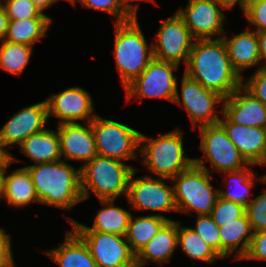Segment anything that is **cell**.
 I'll return each mask as SVG.
<instances>
[{
	"label": "cell",
	"instance_id": "obj_6",
	"mask_svg": "<svg viewBox=\"0 0 266 267\" xmlns=\"http://www.w3.org/2000/svg\"><path fill=\"white\" fill-rule=\"evenodd\" d=\"M143 164L160 178L171 180L194 164V159L184 157L182 131L178 129L156 139L141 133Z\"/></svg>",
	"mask_w": 266,
	"mask_h": 267
},
{
	"label": "cell",
	"instance_id": "obj_8",
	"mask_svg": "<svg viewBox=\"0 0 266 267\" xmlns=\"http://www.w3.org/2000/svg\"><path fill=\"white\" fill-rule=\"evenodd\" d=\"M178 66L172 62L153 58L146 69L125 87L127 102L136 95L141 99L158 97L173 102L177 89V77L172 71L177 70Z\"/></svg>",
	"mask_w": 266,
	"mask_h": 267
},
{
	"label": "cell",
	"instance_id": "obj_41",
	"mask_svg": "<svg viewBox=\"0 0 266 267\" xmlns=\"http://www.w3.org/2000/svg\"><path fill=\"white\" fill-rule=\"evenodd\" d=\"M17 160L12 156L10 153H1L0 152V199L2 197V191H3V177L4 172L11 164L14 163V161Z\"/></svg>",
	"mask_w": 266,
	"mask_h": 267
},
{
	"label": "cell",
	"instance_id": "obj_25",
	"mask_svg": "<svg viewBox=\"0 0 266 267\" xmlns=\"http://www.w3.org/2000/svg\"><path fill=\"white\" fill-rule=\"evenodd\" d=\"M19 146L36 164L59 161L62 158L58 133L52 130L44 129L32 134Z\"/></svg>",
	"mask_w": 266,
	"mask_h": 267
},
{
	"label": "cell",
	"instance_id": "obj_10",
	"mask_svg": "<svg viewBox=\"0 0 266 267\" xmlns=\"http://www.w3.org/2000/svg\"><path fill=\"white\" fill-rule=\"evenodd\" d=\"M157 44H152L153 58L180 65L182 59L187 64L193 40L189 28L177 12L163 20L157 32Z\"/></svg>",
	"mask_w": 266,
	"mask_h": 267
},
{
	"label": "cell",
	"instance_id": "obj_15",
	"mask_svg": "<svg viewBox=\"0 0 266 267\" xmlns=\"http://www.w3.org/2000/svg\"><path fill=\"white\" fill-rule=\"evenodd\" d=\"M177 14L196 39H212L223 30L224 13L213 0H189L186 10L181 8Z\"/></svg>",
	"mask_w": 266,
	"mask_h": 267
},
{
	"label": "cell",
	"instance_id": "obj_32",
	"mask_svg": "<svg viewBox=\"0 0 266 267\" xmlns=\"http://www.w3.org/2000/svg\"><path fill=\"white\" fill-rule=\"evenodd\" d=\"M226 173H228L229 177H231L230 181L231 179L236 180V183L234 184L237 186V189H239L237 191L235 189V191L233 192H225L219 190V197L229 201H233L237 204L246 207L249 204V198H247V196L250 195V189L254 185L253 177L255 176V174L253 173V171H251V169H248V167H245L244 169L238 171H231Z\"/></svg>",
	"mask_w": 266,
	"mask_h": 267
},
{
	"label": "cell",
	"instance_id": "obj_16",
	"mask_svg": "<svg viewBox=\"0 0 266 267\" xmlns=\"http://www.w3.org/2000/svg\"><path fill=\"white\" fill-rule=\"evenodd\" d=\"M46 103L48 118L50 115L60 118L59 124L75 123V121L83 119H87L88 123L96 116L93 114V102L90 94L80 87H71L52 95L46 100Z\"/></svg>",
	"mask_w": 266,
	"mask_h": 267
},
{
	"label": "cell",
	"instance_id": "obj_17",
	"mask_svg": "<svg viewBox=\"0 0 266 267\" xmlns=\"http://www.w3.org/2000/svg\"><path fill=\"white\" fill-rule=\"evenodd\" d=\"M219 120L228 138L234 143L249 165H266V128L242 126L233 123L223 112Z\"/></svg>",
	"mask_w": 266,
	"mask_h": 267
},
{
	"label": "cell",
	"instance_id": "obj_14",
	"mask_svg": "<svg viewBox=\"0 0 266 267\" xmlns=\"http://www.w3.org/2000/svg\"><path fill=\"white\" fill-rule=\"evenodd\" d=\"M47 119L46 100L20 110L0 129V152L8 153L5 146L20 145L30 135L44 130Z\"/></svg>",
	"mask_w": 266,
	"mask_h": 267
},
{
	"label": "cell",
	"instance_id": "obj_36",
	"mask_svg": "<svg viewBox=\"0 0 266 267\" xmlns=\"http://www.w3.org/2000/svg\"><path fill=\"white\" fill-rule=\"evenodd\" d=\"M260 180L266 183V175L262 176ZM245 214L253 232L266 230V192L249 202L245 207Z\"/></svg>",
	"mask_w": 266,
	"mask_h": 267
},
{
	"label": "cell",
	"instance_id": "obj_47",
	"mask_svg": "<svg viewBox=\"0 0 266 267\" xmlns=\"http://www.w3.org/2000/svg\"><path fill=\"white\" fill-rule=\"evenodd\" d=\"M254 1H257V0H243V3H244V5L246 6V5H248L249 3L254 2Z\"/></svg>",
	"mask_w": 266,
	"mask_h": 267
},
{
	"label": "cell",
	"instance_id": "obj_4",
	"mask_svg": "<svg viewBox=\"0 0 266 267\" xmlns=\"http://www.w3.org/2000/svg\"><path fill=\"white\" fill-rule=\"evenodd\" d=\"M115 25L114 55L125 88L146 69L153 59V53L140 29L137 17Z\"/></svg>",
	"mask_w": 266,
	"mask_h": 267
},
{
	"label": "cell",
	"instance_id": "obj_7",
	"mask_svg": "<svg viewBox=\"0 0 266 267\" xmlns=\"http://www.w3.org/2000/svg\"><path fill=\"white\" fill-rule=\"evenodd\" d=\"M97 154L118 160L136 158L141 133L119 122L98 115L91 120Z\"/></svg>",
	"mask_w": 266,
	"mask_h": 267
},
{
	"label": "cell",
	"instance_id": "obj_12",
	"mask_svg": "<svg viewBox=\"0 0 266 267\" xmlns=\"http://www.w3.org/2000/svg\"><path fill=\"white\" fill-rule=\"evenodd\" d=\"M181 89L183 103L180 101L178 89H176L173 102L185 107L194 128L199 121L201 124L199 127L219 123L220 117L213 108L217 102L224 99L222 96L215 91L204 88L185 73L182 78Z\"/></svg>",
	"mask_w": 266,
	"mask_h": 267
},
{
	"label": "cell",
	"instance_id": "obj_37",
	"mask_svg": "<svg viewBox=\"0 0 266 267\" xmlns=\"http://www.w3.org/2000/svg\"><path fill=\"white\" fill-rule=\"evenodd\" d=\"M244 14L250 25L257 26L256 32H266V0H257L246 5Z\"/></svg>",
	"mask_w": 266,
	"mask_h": 267
},
{
	"label": "cell",
	"instance_id": "obj_49",
	"mask_svg": "<svg viewBox=\"0 0 266 267\" xmlns=\"http://www.w3.org/2000/svg\"><path fill=\"white\" fill-rule=\"evenodd\" d=\"M130 267H143V266L135 263L133 266Z\"/></svg>",
	"mask_w": 266,
	"mask_h": 267
},
{
	"label": "cell",
	"instance_id": "obj_23",
	"mask_svg": "<svg viewBox=\"0 0 266 267\" xmlns=\"http://www.w3.org/2000/svg\"><path fill=\"white\" fill-rule=\"evenodd\" d=\"M46 254L60 267H97L87 244L75 231L66 234L61 247L49 250Z\"/></svg>",
	"mask_w": 266,
	"mask_h": 267
},
{
	"label": "cell",
	"instance_id": "obj_45",
	"mask_svg": "<svg viewBox=\"0 0 266 267\" xmlns=\"http://www.w3.org/2000/svg\"><path fill=\"white\" fill-rule=\"evenodd\" d=\"M37 8L43 13V10L48 8L51 4L57 2V0H31Z\"/></svg>",
	"mask_w": 266,
	"mask_h": 267
},
{
	"label": "cell",
	"instance_id": "obj_34",
	"mask_svg": "<svg viewBox=\"0 0 266 267\" xmlns=\"http://www.w3.org/2000/svg\"><path fill=\"white\" fill-rule=\"evenodd\" d=\"M245 214V207L233 201L218 196L210 216L218 227L220 223L235 222L236 219Z\"/></svg>",
	"mask_w": 266,
	"mask_h": 267
},
{
	"label": "cell",
	"instance_id": "obj_1",
	"mask_svg": "<svg viewBox=\"0 0 266 267\" xmlns=\"http://www.w3.org/2000/svg\"><path fill=\"white\" fill-rule=\"evenodd\" d=\"M194 42L184 72L189 78L223 98L243 85L242 77L231 64L222 37L196 39Z\"/></svg>",
	"mask_w": 266,
	"mask_h": 267
},
{
	"label": "cell",
	"instance_id": "obj_27",
	"mask_svg": "<svg viewBox=\"0 0 266 267\" xmlns=\"http://www.w3.org/2000/svg\"><path fill=\"white\" fill-rule=\"evenodd\" d=\"M170 219L162 215L136 217L131 215L126 233V241L136 255L158 233L161 227Z\"/></svg>",
	"mask_w": 266,
	"mask_h": 267
},
{
	"label": "cell",
	"instance_id": "obj_43",
	"mask_svg": "<svg viewBox=\"0 0 266 267\" xmlns=\"http://www.w3.org/2000/svg\"><path fill=\"white\" fill-rule=\"evenodd\" d=\"M213 1L223 9L232 8L235 5V3H237V2L239 3L243 12H244L245 7H246L243 3V0H213Z\"/></svg>",
	"mask_w": 266,
	"mask_h": 267
},
{
	"label": "cell",
	"instance_id": "obj_31",
	"mask_svg": "<svg viewBox=\"0 0 266 267\" xmlns=\"http://www.w3.org/2000/svg\"><path fill=\"white\" fill-rule=\"evenodd\" d=\"M75 4L76 0H69ZM90 9L100 10L117 16L115 23L125 22L137 17V5L128 3L127 0H78Z\"/></svg>",
	"mask_w": 266,
	"mask_h": 267
},
{
	"label": "cell",
	"instance_id": "obj_40",
	"mask_svg": "<svg viewBox=\"0 0 266 267\" xmlns=\"http://www.w3.org/2000/svg\"><path fill=\"white\" fill-rule=\"evenodd\" d=\"M0 267H15L10 237L0 246Z\"/></svg>",
	"mask_w": 266,
	"mask_h": 267
},
{
	"label": "cell",
	"instance_id": "obj_44",
	"mask_svg": "<svg viewBox=\"0 0 266 267\" xmlns=\"http://www.w3.org/2000/svg\"><path fill=\"white\" fill-rule=\"evenodd\" d=\"M257 36L261 61L266 60V32H258Z\"/></svg>",
	"mask_w": 266,
	"mask_h": 267
},
{
	"label": "cell",
	"instance_id": "obj_46",
	"mask_svg": "<svg viewBox=\"0 0 266 267\" xmlns=\"http://www.w3.org/2000/svg\"><path fill=\"white\" fill-rule=\"evenodd\" d=\"M4 229L0 228V246L9 238Z\"/></svg>",
	"mask_w": 266,
	"mask_h": 267
},
{
	"label": "cell",
	"instance_id": "obj_35",
	"mask_svg": "<svg viewBox=\"0 0 266 267\" xmlns=\"http://www.w3.org/2000/svg\"><path fill=\"white\" fill-rule=\"evenodd\" d=\"M9 20L50 18L43 14L31 0H3Z\"/></svg>",
	"mask_w": 266,
	"mask_h": 267
},
{
	"label": "cell",
	"instance_id": "obj_50",
	"mask_svg": "<svg viewBox=\"0 0 266 267\" xmlns=\"http://www.w3.org/2000/svg\"><path fill=\"white\" fill-rule=\"evenodd\" d=\"M128 1V3L130 2V1H133V0H127ZM138 1V0H137ZM141 1H145V0H141ZM146 1H152V2H154L155 0H146Z\"/></svg>",
	"mask_w": 266,
	"mask_h": 267
},
{
	"label": "cell",
	"instance_id": "obj_26",
	"mask_svg": "<svg viewBox=\"0 0 266 267\" xmlns=\"http://www.w3.org/2000/svg\"><path fill=\"white\" fill-rule=\"evenodd\" d=\"M219 230L221 237V257L225 258L228 254H232L234 249L241 244L236 258L238 260L242 259L248 251L253 233L247 215L244 214L242 217L236 219L235 222L220 223Z\"/></svg>",
	"mask_w": 266,
	"mask_h": 267
},
{
	"label": "cell",
	"instance_id": "obj_30",
	"mask_svg": "<svg viewBox=\"0 0 266 267\" xmlns=\"http://www.w3.org/2000/svg\"><path fill=\"white\" fill-rule=\"evenodd\" d=\"M32 46L2 41L0 46V68L14 75L21 74L27 66Z\"/></svg>",
	"mask_w": 266,
	"mask_h": 267
},
{
	"label": "cell",
	"instance_id": "obj_13",
	"mask_svg": "<svg viewBox=\"0 0 266 267\" xmlns=\"http://www.w3.org/2000/svg\"><path fill=\"white\" fill-rule=\"evenodd\" d=\"M135 169L132 171L127 191V198L133 207L139 210L177 211L173 187L163 180L145 176L134 179Z\"/></svg>",
	"mask_w": 266,
	"mask_h": 267
},
{
	"label": "cell",
	"instance_id": "obj_2",
	"mask_svg": "<svg viewBox=\"0 0 266 267\" xmlns=\"http://www.w3.org/2000/svg\"><path fill=\"white\" fill-rule=\"evenodd\" d=\"M31 175L40 203L70 209L83 201L80 168L62 160L26 167Z\"/></svg>",
	"mask_w": 266,
	"mask_h": 267
},
{
	"label": "cell",
	"instance_id": "obj_39",
	"mask_svg": "<svg viewBox=\"0 0 266 267\" xmlns=\"http://www.w3.org/2000/svg\"><path fill=\"white\" fill-rule=\"evenodd\" d=\"M242 259L266 260V230L252 233L248 251Z\"/></svg>",
	"mask_w": 266,
	"mask_h": 267
},
{
	"label": "cell",
	"instance_id": "obj_11",
	"mask_svg": "<svg viewBox=\"0 0 266 267\" xmlns=\"http://www.w3.org/2000/svg\"><path fill=\"white\" fill-rule=\"evenodd\" d=\"M200 132V145L208 159L206 162H210L216 170L238 171L244 169L245 164L249 165L220 123L200 127Z\"/></svg>",
	"mask_w": 266,
	"mask_h": 267
},
{
	"label": "cell",
	"instance_id": "obj_29",
	"mask_svg": "<svg viewBox=\"0 0 266 267\" xmlns=\"http://www.w3.org/2000/svg\"><path fill=\"white\" fill-rule=\"evenodd\" d=\"M178 244L192 259L213 263L216 258H222L213 250L192 228L180 227L178 223Z\"/></svg>",
	"mask_w": 266,
	"mask_h": 267
},
{
	"label": "cell",
	"instance_id": "obj_22",
	"mask_svg": "<svg viewBox=\"0 0 266 267\" xmlns=\"http://www.w3.org/2000/svg\"><path fill=\"white\" fill-rule=\"evenodd\" d=\"M103 206H107L99 210L96 215L92 227H87L69 218L73 227V231H98L101 233H114L121 236H126L131 214L112 204L115 200H99Z\"/></svg>",
	"mask_w": 266,
	"mask_h": 267
},
{
	"label": "cell",
	"instance_id": "obj_20",
	"mask_svg": "<svg viewBox=\"0 0 266 267\" xmlns=\"http://www.w3.org/2000/svg\"><path fill=\"white\" fill-rule=\"evenodd\" d=\"M178 245V222L167 221L158 233L136 254V264L144 265L148 260L163 264Z\"/></svg>",
	"mask_w": 266,
	"mask_h": 267
},
{
	"label": "cell",
	"instance_id": "obj_3",
	"mask_svg": "<svg viewBox=\"0 0 266 267\" xmlns=\"http://www.w3.org/2000/svg\"><path fill=\"white\" fill-rule=\"evenodd\" d=\"M133 170L121 160L95 156L80 168L82 199L88 198V188L99 200H115L122 193L127 196Z\"/></svg>",
	"mask_w": 266,
	"mask_h": 267
},
{
	"label": "cell",
	"instance_id": "obj_21",
	"mask_svg": "<svg viewBox=\"0 0 266 267\" xmlns=\"http://www.w3.org/2000/svg\"><path fill=\"white\" fill-rule=\"evenodd\" d=\"M233 68L241 76L242 70L261 61L256 31H244L231 39L222 36Z\"/></svg>",
	"mask_w": 266,
	"mask_h": 267
},
{
	"label": "cell",
	"instance_id": "obj_48",
	"mask_svg": "<svg viewBox=\"0 0 266 267\" xmlns=\"http://www.w3.org/2000/svg\"><path fill=\"white\" fill-rule=\"evenodd\" d=\"M261 70H263L266 73V63L261 67Z\"/></svg>",
	"mask_w": 266,
	"mask_h": 267
},
{
	"label": "cell",
	"instance_id": "obj_24",
	"mask_svg": "<svg viewBox=\"0 0 266 267\" xmlns=\"http://www.w3.org/2000/svg\"><path fill=\"white\" fill-rule=\"evenodd\" d=\"M3 177L2 199L15 207H22L30 202H39L31 175L26 167L15 170Z\"/></svg>",
	"mask_w": 266,
	"mask_h": 267
},
{
	"label": "cell",
	"instance_id": "obj_42",
	"mask_svg": "<svg viewBox=\"0 0 266 267\" xmlns=\"http://www.w3.org/2000/svg\"><path fill=\"white\" fill-rule=\"evenodd\" d=\"M9 18L7 16L4 4L0 1V41H4L8 29Z\"/></svg>",
	"mask_w": 266,
	"mask_h": 267
},
{
	"label": "cell",
	"instance_id": "obj_5",
	"mask_svg": "<svg viewBox=\"0 0 266 267\" xmlns=\"http://www.w3.org/2000/svg\"><path fill=\"white\" fill-rule=\"evenodd\" d=\"M210 172L201 159H194V164L173 177L174 201L177 211L189 212L191 209L198 215H210L219 196V189H212Z\"/></svg>",
	"mask_w": 266,
	"mask_h": 267
},
{
	"label": "cell",
	"instance_id": "obj_28",
	"mask_svg": "<svg viewBox=\"0 0 266 267\" xmlns=\"http://www.w3.org/2000/svg\"><path fill=\"white\" fill-rule=\"evenodd\" d=\"M51 22V18L9 20L4 41L32 46L43 35L46 36V30Z\"/></svg>",
	"mask_w": 266,
	"mask_h": 267
},
{
	"label": "cell",
	"instance_id": "obj_9",
	"mask_svg": "<svg viewBox=\"0 0 266 267\" xmlns=\"http://www.w3.org/2000/svg\"><path fill=\"white\" fill-rule=\"evenodd\" d=\"M75 232L87 244L97 267H130L136 263V255L124 236L98 231Z\"/></svg>",
	"mask_w": 266,
	"mask_h": 267
},
{
	"label": "cell",
	"instance_id": "obj_18",
	"mask_svg": "<svg viewBox=\"0 0 266 267\" xmlns=\"http://www.w3.org/2000/svg\"><path fill=\"white\" fill-rule=\"evenodd\" d=\"M87 124H58L61 156L64 155L66 159L85 160L88 163L98 155L91 122Z\"/></svg>",
	"mask_w": 266,
	"mask_h": 267
},
{
	"label": "cell",
	"instance_id": "obj_38",
	"mask_svg": "<svg viewBox=\"0 0 266 267\" xmlns=\"http://www.w3.org/2000/svg\"><path fill=\"white\" fill-rule=\"evenodd\" d=\"M242 86L266 106V73L261 68Z\"/></svg>",
	"mask_w": 266,
	"mask_h": 267
},
{
	"label": "cell",
	"instance_id": "obj_19",
	"mask_svg": "<svg viewBox=\"0 0 266 267\" xmlns=\"http://www.w3.org/2000/svg\"><path fill=\"white\" fill-rule=\"evenodd\" d=\"M241 91L246 95H242ZM223 101L220 112L222 111L233 123L266 128V106L243 86L237 88Z\"/></svg>",
	"mask_w": 266,
	"mask_h": 267
},
{
	"label": "cell",
	"instance_id": "obj_33",
	"mask_svg": "<svg viewBox=\"0 0 266 267\" xmlns=\"http://www.w3.org/2000/svg\"><path fill=\"white\" fill-rule=\"evenodd\" d=\"M192 230L221 256L220 230L210 215H198L196 228Z\"/></svg>",
	"mask_w": 266,
	"mask_h": 267
}]
</instances>
